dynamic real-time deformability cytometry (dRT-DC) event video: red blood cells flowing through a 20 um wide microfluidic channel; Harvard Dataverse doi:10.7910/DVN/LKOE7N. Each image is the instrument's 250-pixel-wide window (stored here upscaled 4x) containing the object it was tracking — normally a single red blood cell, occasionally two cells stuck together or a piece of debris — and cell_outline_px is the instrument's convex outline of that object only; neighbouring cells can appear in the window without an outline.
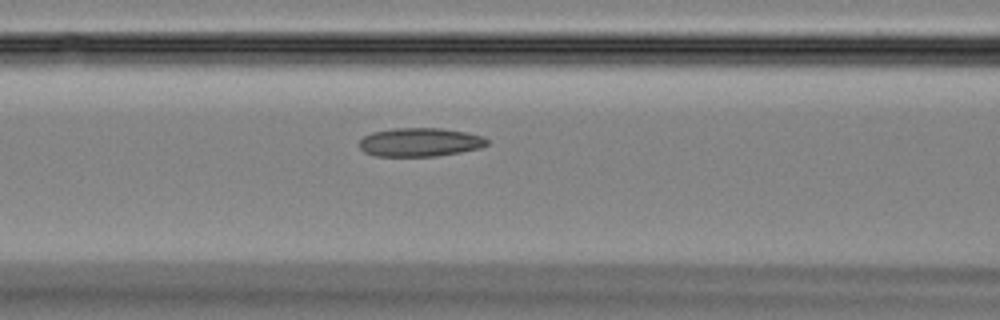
{"species": "Egyptian fruit bat (a non-hibernating species)", "species_latin": "Rousettus aegyptiacus", "temperature_condition": "room temperature", "stored_images_in_passage": 26, "camera_frame_rate_fps": 3000, "um_per_image_px": 0.085, "animal": {"sex": "female"}, "frame": {"image": 1, "passage_image": 13, "time_ms": 4.0, "image_size_px": [1000, 320], "cell_outline_px": [[488, 144], [480, 148], [460, 152], [436, 156], [376, 156], [364, 152], [360, 148], [360, 140], [364, 136], [372, 132], [392, 128], [440, 128], [464, 132], [484, 136], [488, 140]], "centroid_in_image_um": [35.69, 12.08], "position_along_channel_um": 130.9, "area_um2": 21.33}}
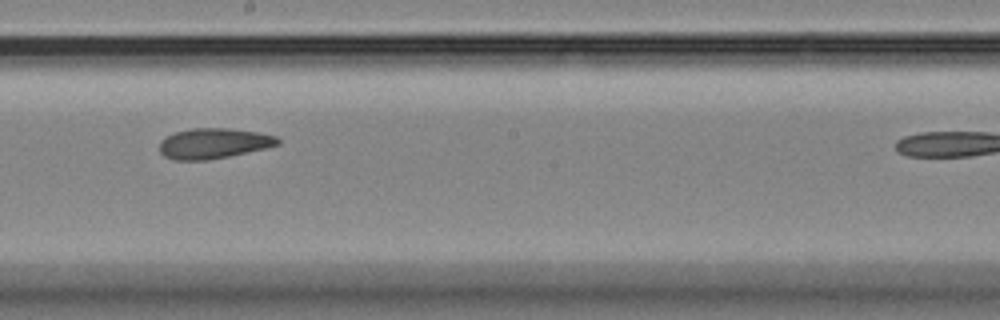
{"frame": {"image": 2, "passage_image": 20, "time_ms": 6.333, "image_size_px": [1000, 320], "cell_outline_px": [[280, 144], [264, 148], [228, 156], [208, 160], [172, 160], [164, 156], [160, 152], [160, 140], [164, 136], [176, 132], [192, 128], [228, 128], [256, 132], [276, 136], [280, 140]], "centroid_in_image_um": [18.11, 12.19], "position_along_channel_um": 230.1, "area_um2": 20.87}}
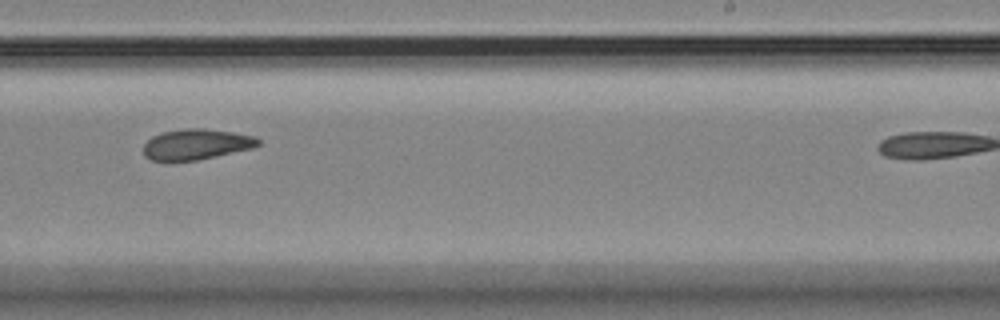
{"frame": {"image": 3, "passage_image": 23, "time_ms": 7.333, "image_size_px": [1000, 320], "cell_outline_px": [[260, 144], [252, 148], [216, 156], [196, 160], [172, 164], [168, 164], [152, 160], [144, 156], [144, 144], [152, 136], [160, 132], [184, 128], [204, 128], [232, 132], [256, 136], [260, 140]], "centroid_in_image_um": [16.62, 12.29], "position_along_channel_um": 272.4, "area_um2": 21.1}}